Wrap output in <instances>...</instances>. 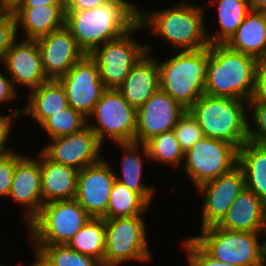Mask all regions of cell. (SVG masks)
<instances>
[{"instance_id": "27", "label": "cell", "mask_w": 266, "mask_h": 266, "mask_svg": "<svg viewBox=\"0 0 266 266\" xmlns=\"http://www.w3.org/2000/svg\"><path fill=\"white\" fill-rule=\"evenodd\" d=\"M238 166L245 186L266 204V144L246 141L238 149Z\"/></svg>"}, {"instance_id": "35", "label": "cell", "mask_w": 266, "mask_h": 266, "mask_svg": "<svg viewBox=\"0 0 266 266\" xmlns=\"http://www.w3.org/2000/svg\"><path fill=\"white\" fill-rule=\"evenodd\" d=\"M173 132L184 153L204 136L199 123L188 110L179 118Z\"/></svg>"}, {"instance_id": "30", "label": "cell", "mask_w": 266, "mask_h": 266, "mask_svg": "<svg viewBox=\"0 0 266 266\" xmlns=\"http://www.w3.org/2000/svg\"><path fill=\"white\" fill-rule=\"evenodd\" d=\"M149 205L139 194L115 180L104 219L144 215Z\"/></svg>"}, {"instance_id": "46", "label": "cell", "mask_w": 266, "mask_h": 266, "mask_svg": "<svg viewBox=\"0 0 266 266\" xmlns=\"http://www.w3.org/2000/svg\"><path fill=\"white\" fill-rule=\"evenodd\" d=\"M18 0H3L7 8H11Z\"/></svg>"}, {"instance_id": "31", "label": "cell", "mask_w": 266, "mask_h": 266, "mask_svg": "<svg viewBox=\"0 0 266 266\" xmlns=\"http://www.w3.org/2000/svg\"><path fill=\"white\" fill-rule=\"evenodd\" d=\"M148 151V156L154 164H164L171 168H181L185 159V153L181 149L175 134L172 131L163 132L149 139L144 143Z\"/></svg>"}, {"instance_id": "19", "label": "cell", "mask_w": 266, "mask_h": 266, "mask_svg": "<svg viewBox=\"0 0 266 266\" xmlns=\"http://www.w3.org/2000/svg\"><path fill=\"white\" fill-rule=\"evenodd\" d=\"M36 41L39 45L42 67L48 80H58L65 76L85 55L65 26Z\"/></svg>"}, {"instance_id": "47", "label": "cell", "mask_w": 266, "mask_h": 266, "mask_svg": "<svg viewBox=\"0 0 266 266\" xmlns=\"http://www.w3.org/2000/svg\"><path fill=\"white\" fill-rule=\"evenodd\" d=\"M6 4L3 2V0H0V10H7Z\"/></svg>"}, {"instance_id": "45", "label": "cell", "mask_w": 266, "mask_h": 266, "mask_svg": "<svg viewBox=\"0 0 266 266\" xmlns=\"http://www.w3.org/2000/svg\"><path fill=\"white\" fill-rule=\"evenodd\" d=\"M251 10L266 11V0H247Z\"/></svg>"}, {"instance_id": "14", "label": "cell", "mask_w": 266, "mask_h": 266, "mask_svg": "<svg viewBox=\"0 0 266 266\" xmlns=\"http://www.w3.org/2000/svg\"><path fill=\"white\" fill-rule=\"evenodd\" d=\"M245 187L244 173L238 165L230 172L199 185L196 190L203 201L200 229L217 225Z\"/></svg>"}, {"instance_id": "33", "label": "cell", "mask_w": 266, "mask_h": 266, "mask_svg": "<svg viewBox=\"0 0 266 266\" xmlns=\"http://www.w3.org/2000/svg\"><path fill=\"white\" fill-rule=\"evenodd\" d=\"M33 249L40 251L53 266H102L94 257L74 251L66 244L34 246Z\"/></svg>"}, {"instance_id": "5", "label": "cell", "mask_w": 266, "mask_h": 266, "mask_svg": "<svg viewBox=\"0 0 266 266\" xmlns=\"http://www.w3.org/2000/svg\"><path fill=\"white\" fill-rule=\"evenodd\" d=\"M155 58L160 89L188 110L204 93L209 47L174 52L164 61Z\"/></svg>"}, {"instance_id": "1", "label": "cell", "mask_w": 266, "mask_h": 266, "mask_svg": "<svg viewBox=\"0 0 266 266\" xmlns=\"http://www.w3.org/2000/svg\"><path fill=\"white\" fill-rule=\"evenodd\" d=\"M138 8L129 0H108L90 10L65 12V27L78 47L90 55L97 47L131 30L138 23Z\"/></svg>"}, {"instance_id": "39", "label": "cell", "mask_w": 266, "mask_h": 266, "mask_svg": "<svg viewBox=\"0 0 266 266\" xmlns=\"http://www.w3.org/2000/svg\"><path fill=\"white\" fill-rule=\"evenodd\" d=\"M12 113L10 114H1L0 113V153H7L10 151L15 150L14 147H10L7 143L9 142L8 139H10L11 135V129L13 128L12 126L14 125L13 123L15 122L16 118H20L23 108H18V109H10ZM20 116V117H19ZM9 148H8V147Z\"/></svg>"}, {"instance_id": "43", "label": "cell", "mask_w": 266, "mask_h": 266, "mask_svg": "<svg viewBox=\"0 0 266 266\" xmlns=\"http://www.w3.org/2000/svg\"><path fill=\"white\" fill-rule=\"evenodd\" d=\"M35 5H64V0H18L12 7H34Z\"/></svg>"}, {"instance_id": "8", "label": "cell", "mask_w": 266, "mask_h": 266, "mask_svg": "<svg viewBox=\"0 0 266 266\" xmlns=\"http://www.w3.org/2000/svg\"><path fill=\"white\" fill-rule=\"evenodd\" d=\"M144 215L105 219V254L103 266H120L126 261L149 263L146 220Z\"/></svg>"}, {"instance_id": "36", "label": "cell", "mask_w": 266, "mask_h": 266, "mask_svg": "<svg viewBox=\"0 0 266 266\" xmlns=\"http://www.w3.org/2000/svg\"><path fill=\"white\" fill-rule=\"evenodd\" d=\"M188 266H236L210 256L192 237L182 240Z\"/></svg>"}, {"instance_id": "13", "label": "cell", "mask_w": 266, "mask_h": 266, "mask_svg": "<svg viewBox=\"0 0 266 266\" xmlns=\"http://www.w3.org/2000/svg\"><path fill=\"white\" fill-rule=\"evenodd\" d=\"M49 141L50 143L41 148V151L53 162L72 167L77 171L104 158L101 149L105 146L88 125L79 132Z\"/></svg>"}, {"instance_id": "18", "label": "cell", "mask_w": 266, "mask_h": 266, "mask_svg": "<svg viewBox=\"0 0 266 266\" xmlns=\"http://www.w3.org/2000/svg\"><path fill=\"white\" fill-rule=\"evenodd\" d=\"M36 158L23 155L15 164L9 200L23 208L27 226L43 206L41 194V150Z\"/></svg>"}, {"instance_id": "44", "label": "cell", "mask_w": 266, "mask_h": 266, "mask_svg": "<svg viewBox=\"0 0 266 266\" xmlns=\"http://www.w3.org/2000/svg\"><path fill=\"white\" fill-rule=\"evenodd\" d=\"M34 251V262L30 266H53V264L38 250L33 249Z\"/></svg>"}, {"instance_id": "38", "label": "cell", "mask_w": 266, "mask_h": 266, "mask_svg": "<svg viewBox=\"0 0 266 266\" xmlns=\"http://www.w3.org/2000/svg\"><path fill=\"white\" fill-rule=\"evenodd\" d=\"M23 156L13 150L7 153H0V198H8L16 162Z\"/></svg>"}, {"instance_id": "26", "label": "cell", "mask_w": 266, "mask_h": 266, "mask_svg": "<svg viewBox=\"0 0 266 266\" xmlns=\"http://www.w3.org/2000/svg\"><path fill=\"white\" fill-rule=\"evenodd\" d=\"M25 95L27 103L22 114L28 115L38 125L68 106L65 90L58 80H48Z\"/></svg>"}, {"instance_id": "28", "label": "cell", "mask_w": 266, "mask_h": 266, "mask_svg": "<svg viewBox=\"0 0 266 266\" xmlns=\"http://www.w3.org/2000/svg\"><path fill=\"white\" fill-rule=\"evenodd\" d=\"M208 4L217 5V25L219 26L213 34L206 27L209 45L225 44L251 11L247 0H209Z\"/></svg>"}, {"instance_id": "48", "label": "cell", "mask_w": 266, "mask_h": 266, "mask_svg": "<svg viewBox=\"0 0 266 266\" xmlns=\"http://www.w3.org/2000/svg\"><path fill=\"white\" fill-rule=\"evenodd\" d=\"M4 11H6V10H0V15H1Z\"/></svg>"}, {"instance_id": "15", "label": "cell", "mask_w": 266, "mask_h": 266, "mask_svg": "<svg viewBox=\"0 0 266 266\" xmlns=\"http://www.w3.org/2000/svg\"><path fill=\"white\" fill-rule=\"evenodd\" d=\"M115 172L105 157L78 171L75 200L93 218H103L107 212Z\"/></svg>"}, {"instance_id": "41", "label": "cell", "mask_w": 266, "mask_h": 266, "mask_svg": "<svg viewBox=\"0 0 266 266\" xmlns=\"http://www.w3.org/2000/svg\"><path fill=\"white\" fill-rule=\"evenodd\" d=\"M108 0H64L65 12L90 10L101 6Z\"/></svg>"}, {"instance_id": "22", "label": "cell", "mask_w": 266, "mask_h": 266, "mask_svg": "<svg viewBox=\"0 0 266 266\" xmlns=\"http://www.w3.org/2000/svg\"><path fill=\"white\" fill-rule=\"evenodd\" d=\"M10 9L16 18L17 36L21 27L25 35L23 39L36 40L65 26L64 5H35Z\"/></svg>"}, {"instance_id": "7", "label": "cell", "mask_w": 266, "mask_h": 266, "mask_svg": "<svg viewBox=\"0 0 266 266\" xmlns=\"http://www.w3.org/2000/svg\"><path fill=\"white\" fill-rule=\"evenodd\" d=\"M90 218L75 199L52 201L43 204L27 233L33 246L67 244Z\"/></svg>"}, {"instance_id": "40", "label": "cell", "mask_w": 266, "mask_h": 266, "mask_svg": "<svg viewBox=\"0 0 266 266\" xmlns=\"http://www.w3.org/2000/svg\"><path fill=\"white\" fill-rule=\"evenodd\" d=\"M0 70V104L12 102L16 97L18 98V89L16 90L12 84L11 78L6 72ZM5 74V75H4Z\"/></svg>"}, {"instance_id": "2", "label": "cell", "mask_w": 266, "mask_h": 266, "mask_svg": "<svg viewBox=\"0 0 266 266\" xmlns=\"http://www.w3.org/2000/svg\"><path fill=\"white\" fill-rule=\"evenodd\" d=\"M203 6L180 0L172 7L157 11L138 8V23L143 30L148 28L147 31L150 30L154 37L164 38L174 51L207 48L209 43L204 14L207 6Z\"/></svg>"}, {"instance_id": "23", "label": "cell", "mask_w": 266, "mask_h": 266, "mask_svg": "<svg viewBox=\"0 0 266 266\" xmlns=\"http://www.w3.org/2000/svg\"><path fill=\"white\" fill-rule=\"evenodd\" d=\"M114 144L123 151L121 162H119L121 163V175H117L116 171H114L115 180L125 185L129 190L139 194L150 205L155 199L153 197L157 191L154 186H149L143 181L144 161H150L145 144L137 142Z\"/></svg>"}, {"instance_id": "37", "label": "cell", "mask_w": 266, "mask_h": 266, "mask_svg": "<svg viewBox=\"0 0 266 266\" xmlns=\"http://www.w3.org/2000/svg\"><path fill=\"white\" fill-rule=\"evenodd\" d=\"M17 38L20 36H17L16 18L13 11L8 8L0 15V64Z\"/></svg>"}, {"instance_id": "21", "label": "cell", "mask_w": 266, "mask_h": 266, "mask_svg": "<svg viewBox=\"0 0 266 266\" xmlns=\"http://www.w3.org/2000/svg\"><path fill=\"white\" fill-rule=\"evenodd\" d=\"M217 226L232 231L266 232V204L245 187Z\"/></svg>"}, {"instance_id": "20", "label": "cell", "mask_w": 266, "mask_h": 266, "mask_svg": "<svg viewBox=\"0 0 266 266\" xmlns=\"http://www.w3.org/2000/svg\"><path fill=\"white\" fill-rule=\"evenodd\" d=\"M153 44H146L147 53L131 68L118 90L127 103L139 109L159 88V68L156 55L151 53Z\"/></svg>"}, {"instance_id": "16", "label": "cell", "mask_w": 266, "mask_h": 266, "mask_svg": "<svg viewBox=\"0 0 266 266\" xmlns=\"http://www.w3.org/2000/svg\"><path fill=\"white\" fill-rule=\"evenodd\" d=\"M186 110L179 102L159 88L142 107L137 109L134 142L144 144L158 134L172 131Z\"/></svg>"}, {"instance_id": "17", "label": "cell", "mask_w": 266, "mask_h": 266, "mask_svg": "<svg viewBox=\"0 0 266 266\" xmlns=\"http://www.w3.org/2000/svg\"><path fill=\"white\" fill-rule=\"evenodd\" d=\"M16 39L5 53L3 71L11 78L15 89L17 85L31 91L48 81L42 67L39 45L36 40Z\"/></svg>"}, {"instance_id": "10", "label": "cell", "mask_w": 266, "mask_h": 266, "mask_svg": "<svg viewBox=\"0 0 266 266\" xmlns=\"http://www.w3.org/2000/svg\"><path fill=\"white\" fill-rule=\"evenodd\" d=\"M141 29L137 23L124 35L104 43L90 54L98 65L105 89H118L131 68L147 53L146 44H141L133 36Z\"/></svg>"}, {"instance_id": "9", "label": "cell", "mask_w": 266, "mask_h": 266, "mask_svg": "<svg viewBox=\"0 0 266 266\" xmlns=\"http://www.w3.org/2000/svg\"><path fill=\"white\" fill-rule=\"evenodd\" d=\"M87 125L103 145L107 139L114 143L134 142L137 109L127 103L118 89H105L87 118Z\"/></svg>"}, {"instance_id": "4", "label": "cell", "mask_w": 266, "mask_h": 266, "mask_svg": "<svg viewBox=\"0 0 266 266\" xmlns=\"http://www.w3.org/2000/svg\"><path fill=\"white\" fill-rule=\"evenodd\" d=\"M188 111L204 136L229 142L237 149L248 141V102L203 93Z\"/></svg>"}, {"instance_id": "32", "label": "cell", "mask_w": 266, "mask_h": 266, "mask_svg": "<svg viewBox=\"0 0 266 266\" xmlns=\"http://www.w3.org/2000/svg\"><path fill=\"white\" fill-rule=\"evenodd\" d=\"M49 139L70 135L87 126V118L80 112L67 106L46 118L40 125Z\"/></svg>"}, {"instance_id": "11", "label": "cell", "mask_w": 266, "mask_h": 266, "mask_svg": "<svg viewBox=\"0 0 266 266\" xmlns=\"http://www.w3.org/2000/svg\"><path fill=\"white\" fill-rule=\"evenodd\" d=\"M238 165V149L231 143L203 136L188 151L183 172L196 189L199 185L230 172Z\"/></svg>"}, {"instance_id": "42", "label": "cell", "mask_w": 266, "mask_h": 266, "mask_svg": "<svg viewBox=\"0 0 266 266\" xmlns=\"http://www.w3.org/2000/svg\"><path fill=\"white\" fill-rule=\"evenodd\" d=\"M256 96L266 99V57L257 63Z\"/></svg>"}, {"instance_id": "6", "label": "cell", "mask_w": 266, "mask_h": 266, "mask_svg": "<svg viewBox=\"0 0 266 266\" xmlns=\"http://www.w3.org/2000/svg\"><path fill=\"white\" fill-rule=\"evenodd\" d=\"M266 232H245L212 225L191 236L214 259L236 266H266Z\"/></svg>"}, {"instance_id": "3", "label": "cell", "mask_w": 266, "mask_h": 266, "mask_svg": "<svg viewBox=\"0 0 266 266\" xmlns=\"http://www.w3.org/2000/svg\"><path fill=\"white\" fill-rule=\"evenodd\" d=\"M257 63L225 44L209 45L204 93L248 102L257 92Z\"/></svg>"}, {"instance_id": "29", "label": "cell", "mask_w": 266, "mask_h": 266, "mask_svg": "<svg viewBox=\"0 0 266 266\" xmlns=\"http://www.w3.org/2000/svg\"><path fill=\"white\" fill-rule=\"evenodd\" d=\"M105 230L104 218L91 217L66 245L74 251L94 257L103 266Z\"/></svg>"}, {"instance_id": "25", "label": "cell", "mask_w": 266, "mask_h": 266, "mask_svg": "<svg viewBox=\"0 0 266 266\" xmlns=\"http://www.w3.org/2000/svg\"><path fill=\"white\" fill-rule=\"evenodd\" d=\"M225 45L236 52L254 57H266V11L251 10Z\"/></svg>"}, {"instance_id": "24", "label": "cell", "mask_w": 266, "mask_h": 266, "mask_svg": "<svg viewBox=\"0 0 266 266\" xmlns=\"http://www.w3.org/2000/svg\"><path fill=\"white\" fill-rule=\"evenodd\" d=\"M78 171L50 160L41 151V194L43 204L75 199Z\"/></svg>"}, {"instance_id": "34", "label": "cell", "mask_w": 266, "mask_h": 266, "mask_svg": "<svg viewBox=\"0 0 266 266\" xmlns=\"http://www.w3.org/2000/svg\"><path fill=\"white\" fill-rule=\"evenodd\" d=\"M248 110V141L266 144V99L254 95L248 101Z\"/></svg>"}, {"instance_id": "12", "label": "cell", "mask_w": 266, "mask_h": 266, "mask_svg": "<svg viewBox=\"0 0 266 266\" xmlns=\"http://www.w3.org/2000/svg\"><path fill=\"white\" fill-rule=\"evenodd\" d=\"M63 86L68 106L88 118L105 88L96 61L85 54L67 74L58 79Z\"/></svg>"}]
</instances>
